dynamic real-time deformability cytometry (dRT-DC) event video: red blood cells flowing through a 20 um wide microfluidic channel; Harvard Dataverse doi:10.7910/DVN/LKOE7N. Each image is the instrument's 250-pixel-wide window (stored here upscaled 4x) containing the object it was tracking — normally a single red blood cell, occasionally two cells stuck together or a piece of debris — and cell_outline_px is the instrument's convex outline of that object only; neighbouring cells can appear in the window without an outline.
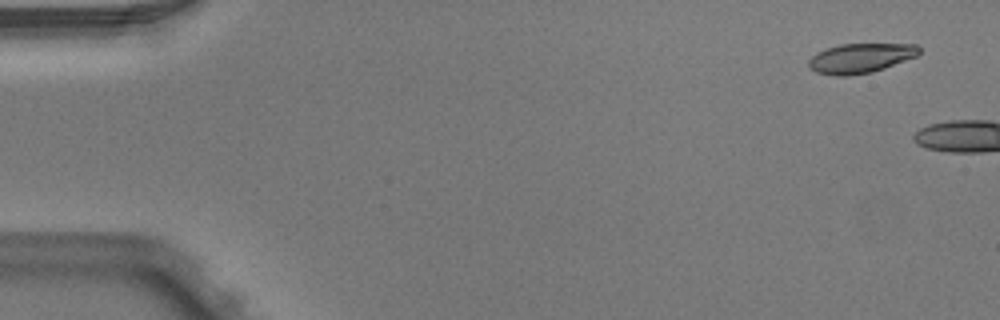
{"species": "Egyptian fruit bat (a non-hibernating species)", "species_latin": "Rousettus aegyptiacus", "temperature_condition": "warm", "stored_images_in_passage": 2, "camera_frame_rate_fps": 3000, "um_per_image_px": 0.085, "animal": {"sex": "male"}, "frame": {"image": 1, "passage_image": 1, "time_ms": 0.0, "image_size_px": [1000, 320], "cell_outline_px": [[920, 52], [916, 56], [884, 68], [872, 72], [848, 76], [836, 76], [816, 72], [808, 68], [808, 60], [816, 52], [840, 44], [916, 44], [920, 48]], "centroid_in_image_um": [73.11, 4.95], "position_along_channel_um": 11.9, "area_um2": 19.07}}